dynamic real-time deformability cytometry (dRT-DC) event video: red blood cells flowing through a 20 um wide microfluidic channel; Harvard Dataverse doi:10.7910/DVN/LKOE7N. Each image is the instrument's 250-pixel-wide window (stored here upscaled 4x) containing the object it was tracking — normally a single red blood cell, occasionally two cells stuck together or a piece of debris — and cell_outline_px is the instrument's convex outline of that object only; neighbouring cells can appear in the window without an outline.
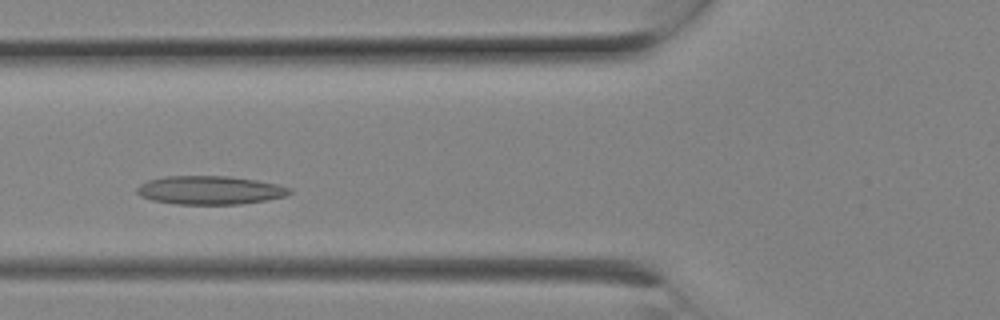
{"species": "Egyptian fruit bat (a non-hibernating species)", "species_latin": "Rousettus aegyptiacus", "temperature_condition": "room temperature", "stored_images_in_passage": 5, "camera_frame_rate_fps": 3000, "um_per_image_px": 0.085, "animal": {"sex": "female"}, "frame": {"image": 1, "passage_image": 4, "time_ms": 1.0, "image_size_px": [1000, 320], "cell_outline_px": [[292, 192], [284, 196], [264, 200], [240, 204], [176, 204], [152, 200], [140, 196], [136, 192], [136, 188], [140, 184], [148, 180], [164, 176], [228, 176], [256, 180], [276, 184], [292, 188]], "centroid_in_image_um": [17.81, 16.16], "position_along_channel_um": 108.0, "area_um2": 25.32}}
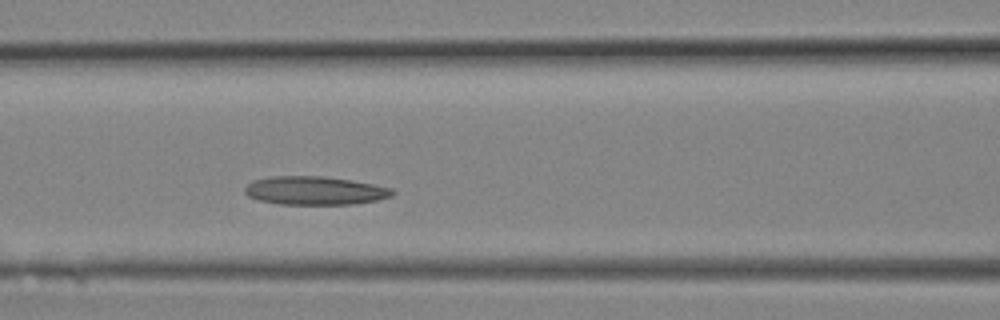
{"frame": {"image": 2, "passage_image": 5, "time_ms": 1.333, "image_size_px": [1000, 320], "cell_outline_px": [[396, 192], [392, 196], [376, 200], [352, 204], [280, 204], [260, 200], [248, 196], [244, 192], [244, 188], [252, 180], [268, 176], [324, 176], [352, 180], [392, 188]], "centroid_in_image_um": [26.75, 16.19], "position_along_channel_um": 139.9, "area_um2": 24.51}}